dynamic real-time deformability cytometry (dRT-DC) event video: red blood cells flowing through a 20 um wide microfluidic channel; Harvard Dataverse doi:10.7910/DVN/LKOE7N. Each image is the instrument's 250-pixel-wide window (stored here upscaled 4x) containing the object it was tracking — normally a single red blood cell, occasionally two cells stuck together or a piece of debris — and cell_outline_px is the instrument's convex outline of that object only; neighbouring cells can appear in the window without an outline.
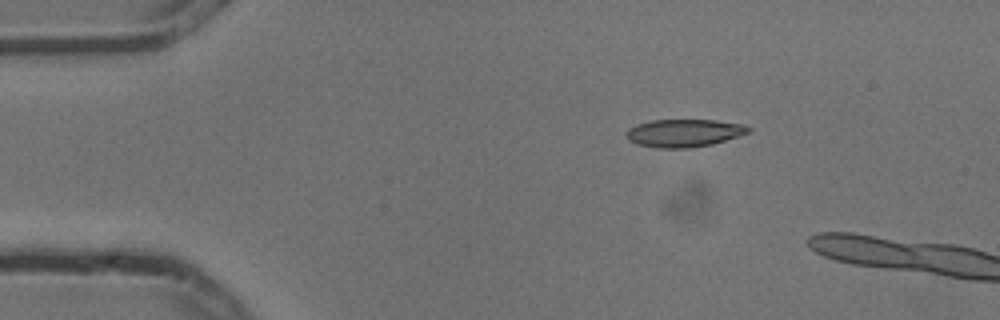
{"species": "common noctule bat (a hibernating species)", "species_latin": "Nyctalus noctula", "temperature_condition": "cold", "stored_images_in_passage": 3, "camera_frame_rate_fps": 3000, "um_per_image_px": 0.085, "animal": {"sex": "male", "body_mass_g": 13.3}, "frame": {"image": 1, "passage_image": 1, "time_ms": 0.0, "image_size_px": [1000, 320], "cell_outline_px": [[752, 132], [712, 144], [688, 148], [656, 148], [636, 144], [628, 140], [628, 128], [636, 124], [652, 120], [716, 120], [740, 124], [752, 128]], "centroid_in_image_um": [58.15, 11.31], "position_along_channel_um": 26.9, "area_um2": 19.77}}